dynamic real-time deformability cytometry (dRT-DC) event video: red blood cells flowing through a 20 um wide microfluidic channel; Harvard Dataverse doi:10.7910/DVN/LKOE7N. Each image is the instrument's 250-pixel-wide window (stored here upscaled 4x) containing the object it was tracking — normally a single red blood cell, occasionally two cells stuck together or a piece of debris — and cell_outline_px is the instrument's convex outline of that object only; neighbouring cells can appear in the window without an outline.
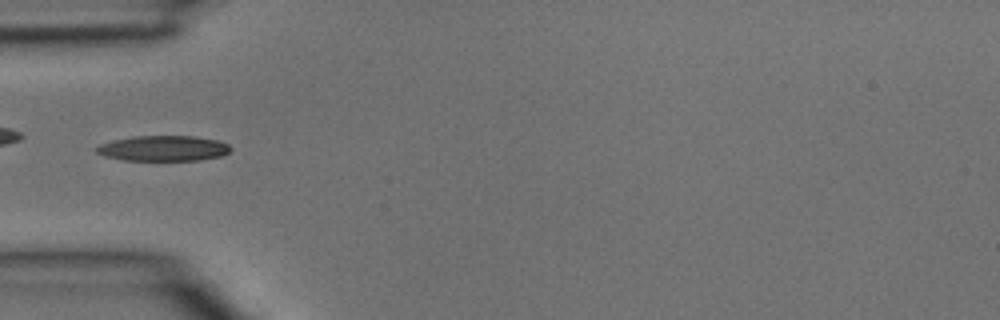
{"species": "common noctule bat (a hibernating species)", "species_latin": "Nyctalus noctula", "temperature_condition": "room temperature", "stored_images_in_passage": 3, "camera_frame_rate_fps": 3000, "um_per_image_px": 0.085, "animal": {"sex": "male", "body_mass_g": 15.6}, "frame": {"image": 1, "passage_image": 3, "time_ms": 0.667, "image_size_px": [1000, 320], "cell_outline_px": [[232, 148], [228, 152], [220, 156], [200, 160], [124, 160], [104, 156], [96, 152], [96, 148], [100, 144], [112, 140], [132, 136], [192, 136], [216, 140], [228, 144]], "centroid_in_image_um": [13.86, 12.6], "position_along_channel_um": 71.1, "area_um2": 19.77}}